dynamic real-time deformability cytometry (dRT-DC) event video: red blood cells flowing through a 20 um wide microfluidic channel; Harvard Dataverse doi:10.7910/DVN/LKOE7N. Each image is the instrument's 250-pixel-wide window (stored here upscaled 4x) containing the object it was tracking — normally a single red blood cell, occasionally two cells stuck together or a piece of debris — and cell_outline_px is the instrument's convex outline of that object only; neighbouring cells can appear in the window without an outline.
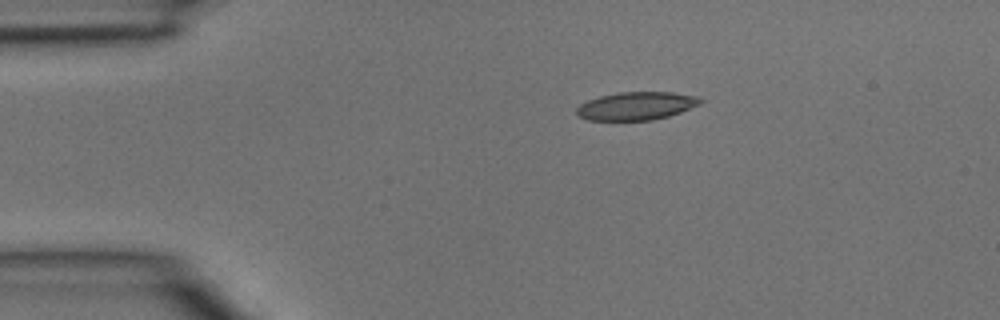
{"species": "common noctule bat (a hibernating species)", "species_latin": "Nyctalus noctula", "temperature_condition": "room temperature", "stored_images_in_passage": 2, "camera_frame_rate_fps": 3000, "um_per_image_px": 0.085, "animal": {"sex": "male", "body_mass_g": 15.6}, "frame": {"image": 1, "passage_image": 2, "time_ms": 0.333, "image_size_px": [1000, 320], "cell_outline_px": [[704, 100], [700, 104], [680, 112], [668, 116], [652, 120], [588, 120], [576, 116], [576, 108], [580, 104], [588, 100], [600, 96], [620, 92], [672, 92], [700, 96]], "centroid_in_image_um": [54.09, 9.0], "position_along_channel_um": 30.9, "area_um2": 20.35}}